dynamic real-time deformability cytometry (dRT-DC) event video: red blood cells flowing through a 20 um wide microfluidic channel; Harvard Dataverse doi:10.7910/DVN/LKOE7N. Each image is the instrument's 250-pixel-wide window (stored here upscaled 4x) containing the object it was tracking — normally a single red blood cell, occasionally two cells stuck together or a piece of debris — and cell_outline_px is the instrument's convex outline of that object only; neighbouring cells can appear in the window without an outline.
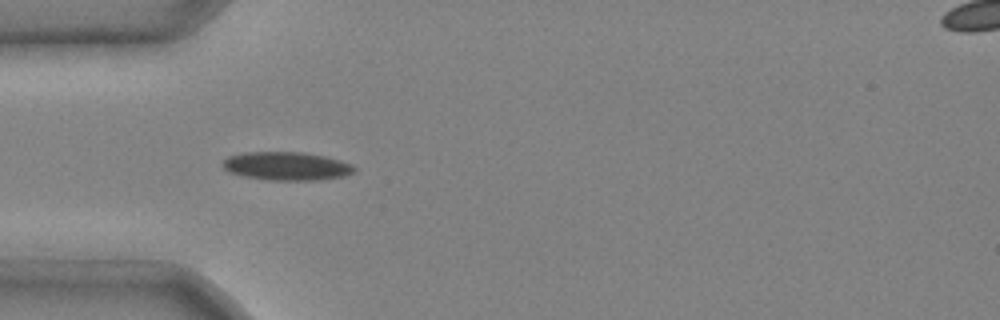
{"species": "common noctule bat (a hibernating species)", "species_latin": "Nyctalus noctula", "temperature_condition": "cold", "stored_images_in_passage": 3, "camera_frame_rate_fps": 3000, "um_per_image_px": 0.085, "animal": {"sex": "male", "body_mass_g": 20.4}, "frame": {"image": 1, "passage_image": 1, "time_ms": 0.0, "image_size_px": [1000, 320], "cell_outline_px": [[356, 168], [352, 172], [344, 176], [316, 180], [268, 180], [244, 176], [228, 172], [220, 164], [228, 156], [244, 152], [304, 152], [324, 156], [340, 160], [352, 164]], "centroid_in_image_um": [24.33, 14.11], "position_along_channel_um": 60.7, "area_um2": 21.79}}
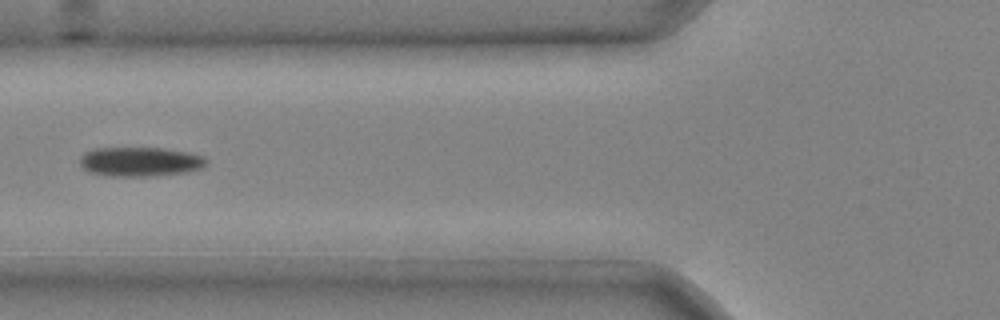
{"frame": {"image": 2, "passage_image": 2, "time_ms": 0.333, "image_size_px": [1000, 320], "cell_outline_px": [[208, 160], [204, 168], [184, 172], [144, 176], [112, 176], [88, 172], [80, 164], [80, 156], [84, 152], [92, 148], [164, 148], [188, 152], [204, 156]], "centroid_in_image_um": [11.9, 13.73], "position_along_channel_um": 113.9, "area_um2": 21.68}}
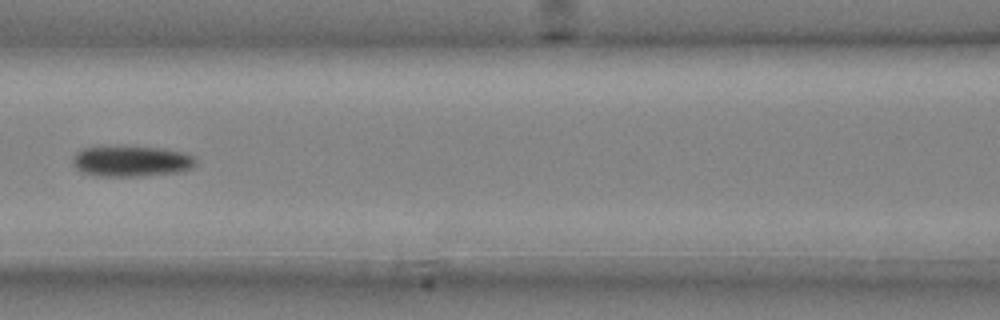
{"frame": {"image": 3, "passage_image": 3, "time_ms": 0.667, "image_size_px": [1000, 320], "cell_outline_px": [[196, 164], [192, 168], [184, 172], [140, 176], [100, 176], [84, 172], [76, 168], [72, 160], [76, 152], [84, 148], [160, 148], [184, 152], [196, 156]], "centroid_in_image_um": [11.26, 13.73], "position_along_channel_um": 155.3, "area_um2": 21.68}}